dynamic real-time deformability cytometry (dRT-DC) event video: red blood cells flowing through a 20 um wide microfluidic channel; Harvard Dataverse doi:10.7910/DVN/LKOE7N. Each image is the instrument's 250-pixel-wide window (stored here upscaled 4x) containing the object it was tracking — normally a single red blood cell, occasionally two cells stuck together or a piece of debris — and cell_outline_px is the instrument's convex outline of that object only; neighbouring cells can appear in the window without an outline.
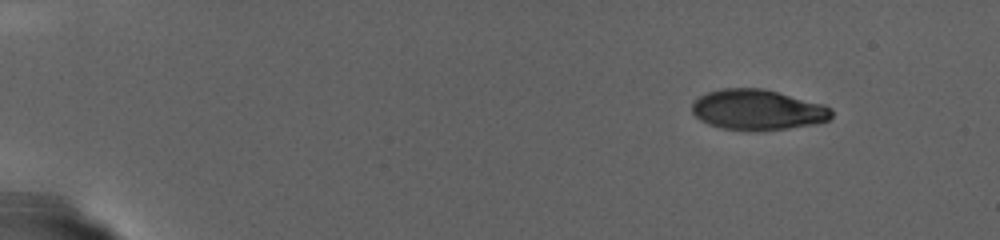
{"species": "human", "species_latin": "Homo sapiens", "temperature_condition": "warm", "stored_images_in_passage": 91, "camera_frame_rate_fps": 3000, "um_per_image_px": 0.085, "donor": {"sex": "female"}, "frame": {"image": 1, "passage_image": 1, "time_ms": 0.0, "image_size_px": [1000, 240], "cell_outline_px": [[832, 116], [828, 120], [812, 124], [788, 128], [756, 132], [748, 132], [724, 128], [708, 124], [700, 120], [692, 112], [692, 104], [700, 96], [708, 92], [724, 88], [760, 88], [824, 104], [832, 108]], "centroid_in_image_um": [64.39, 9.35], "position_along_channel_um": 20.6, "area_um2": 32.89}}
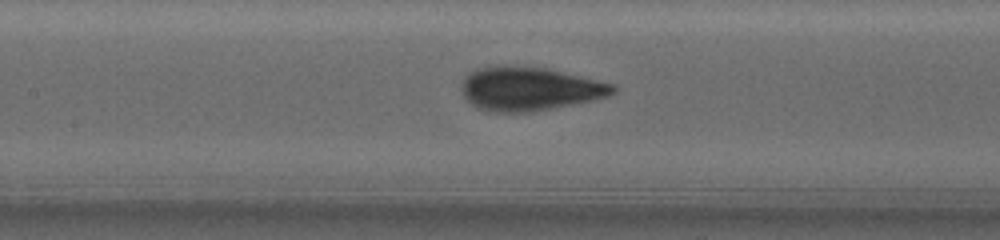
{"frame": {"image": 2, "passage_image": 40, "time_ms": 13.0, "image_size_px": [1000, 240], "cell_outline_px": [[616, 92], [608, 96], [592, 100], [572, 104], [528, 112], [496, 112], [476, 108], [464, 96], [460, 88], [460, 84], [464, 76], [468, 72], [476, 68], [548, 68], [616, 84]], "centroid_in_image_um": [45.02, 7.57], "position_along_channel_um": 162.4, "area_um2": 37.92}}
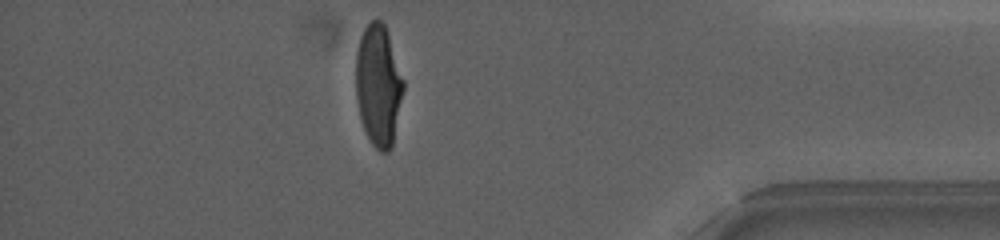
{"frame": {"image": 3, "passage_image": 79, "time_ms": 26.0, "image_size_px": [1000, 240], "cell_outline_px": [[404, 88], [392, 148], [388, 152], [380, 152], [372, 144], [364, 128], [360, 116], [356, 96], [356, 52], [360, 36], [364, 28], [372, 20], [380, 20], [384, 24], [404, 80]], "centroid_in_image_um": [32.16, 7.27], "position_along_channel_um": 403.0, "area_um2": 33.47}}